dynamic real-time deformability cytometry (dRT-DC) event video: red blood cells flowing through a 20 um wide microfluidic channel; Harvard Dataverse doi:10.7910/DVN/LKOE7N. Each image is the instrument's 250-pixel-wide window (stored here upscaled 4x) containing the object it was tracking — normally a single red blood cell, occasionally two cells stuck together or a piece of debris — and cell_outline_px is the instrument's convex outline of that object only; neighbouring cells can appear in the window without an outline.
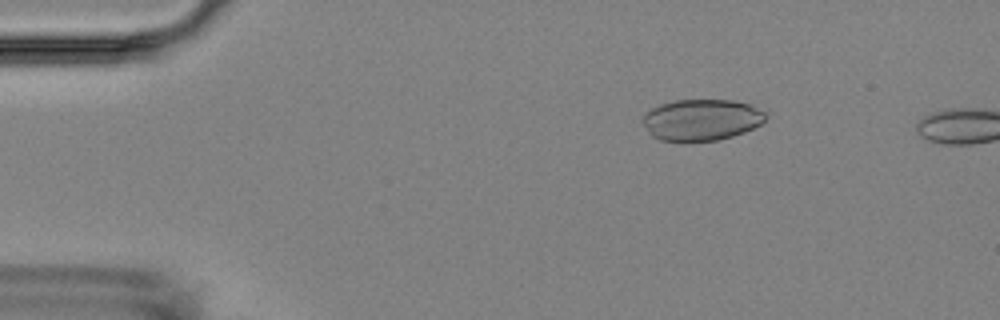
{"species": "Egyptian fruit bat (a non-hibernating species)", "species_latin": "Rousettus aegyptiacus", "temperature_condition": "room temperature", "stored_images_in_passage": 4, "camera_frame_rate_fps": 3000, "um_per_image_px": 0.085, "animal": {"sex": "female"}, "frame": {"image": 1, "passage_image": 3, "time_ms": 2.333, "image_size_px": [1000, 320], "cell_outline_px": [[768, 116], [760, 124], [744, 132], [720, 140], [684, 144], [660, 140], [652, 136], [644, 124], [644, 116], [652, 108], [660, 104], [676, 100], [732, 100], [748, 104], [764, 112]], "centroid_in_image_um": [59.61, 10.23], "position_along_channel_um": 25.4, "area_um2": 29.94}}